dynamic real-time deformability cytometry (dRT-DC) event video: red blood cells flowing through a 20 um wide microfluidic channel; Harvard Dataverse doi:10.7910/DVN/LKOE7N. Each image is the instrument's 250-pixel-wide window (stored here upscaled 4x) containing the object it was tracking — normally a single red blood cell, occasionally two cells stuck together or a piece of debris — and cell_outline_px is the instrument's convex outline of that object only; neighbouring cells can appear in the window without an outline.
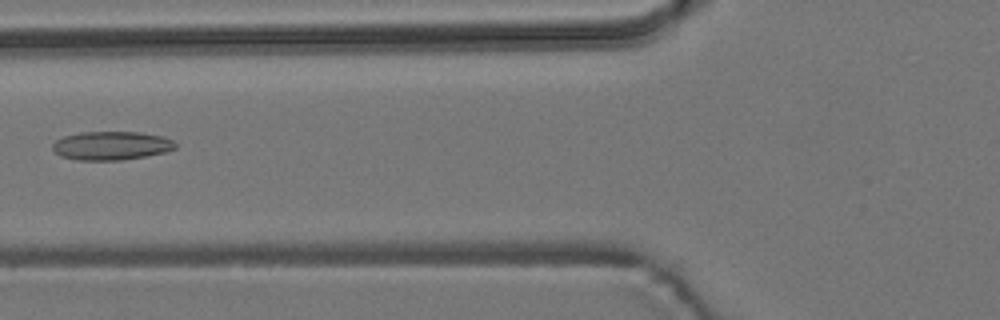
{"species": "common noctule bat (a hibernating species)", "species_latin": "Nyctalus noctula", "temperature_condition": "room temperature", "stored_images_in_passage": 5, "camera_frame_rate_fps": 3000, "um_per_image_px": 0.085, "animal": {"sex": "male", "body_mass_g": 19.2, "forearm_length_mm": 51.8}, "frame": {"image": 1, "passage_image": 4, "time_ms": 3.667, "image_size_px": [1000, 320], "cell_outline_px": [[176, 148], [164, 152], [144, 156], [120, 160], [76, 160], [60, 156], [52, 148], [52, 144], [56, 140], [64, 136], [80, 132], [140, 132], [164, 136], [172, 140], [176, 144]], "centroid_in_image_um": [9.45, 12.37], "position_along_channel_um": 116.4, "area_um2": 20.46}}
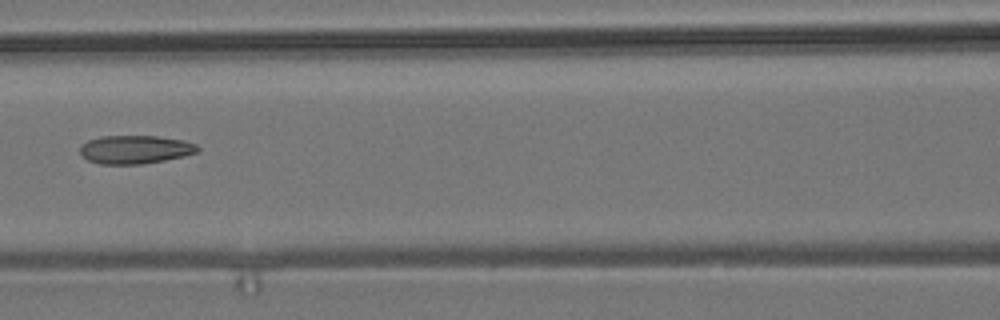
{"frame": {"image": 2, "passage_image": 5, "time_ms": 4.667, "image_size_px": [1000, 320], "cell_outline_px": [[200, 148], [196, 152], [184, 156], [164, 160], [140, 164], [100, 164], [88, 160], [80, 156], [80, 148], [88, 140], [100, 136], [156, 136], [184, 140], [196, 144]], "centroid_in_image_um": [11.47, 12.7], "position_along_channel_um": 155.1, "area_um2": 19.42}}